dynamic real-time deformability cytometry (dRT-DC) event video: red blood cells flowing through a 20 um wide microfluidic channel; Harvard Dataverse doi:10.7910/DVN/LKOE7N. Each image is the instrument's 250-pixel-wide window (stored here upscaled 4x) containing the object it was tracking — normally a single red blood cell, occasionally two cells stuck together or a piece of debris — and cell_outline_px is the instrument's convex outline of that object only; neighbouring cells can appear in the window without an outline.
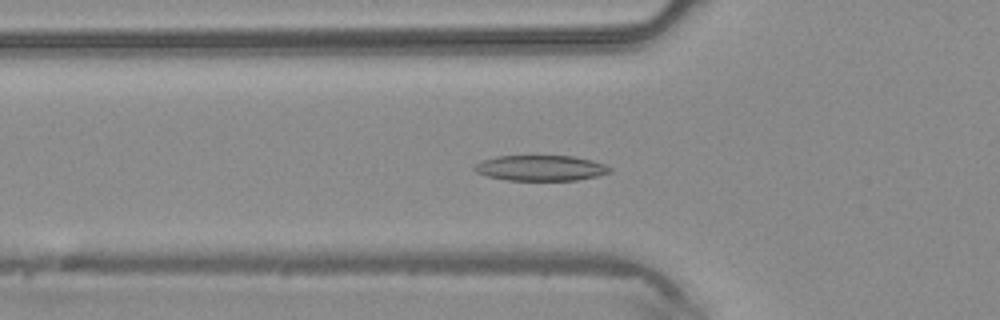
{"species": "common noctule bat (a hibernating species)", "species_latin": "Nyctalus noctula", "temperature_condition": "warm", "stored_images_in_passage": 46, "camera_frame_rate_fps": 3000, "um_per_image_px": 0.085, "animal": {"sex": "male", "body_mass_g": 20.4}, "frame": {"image": 1, "passage_image": 16, "time_ms": 5.0, "image_size_px": [1000, 320], "cell_outline_px": [[612, 172], [600, 176], [576, 180], [504, 180], [488, 176], [476, 172], [472, 168], [480, 160], [496, 156], [572, 156], [592, 160], [604, 164], [612, 168]], "centroid_in_image_um": [45.97, 14.28], "position_along_channel_um": 79.8, "area_um2": 20.29}}
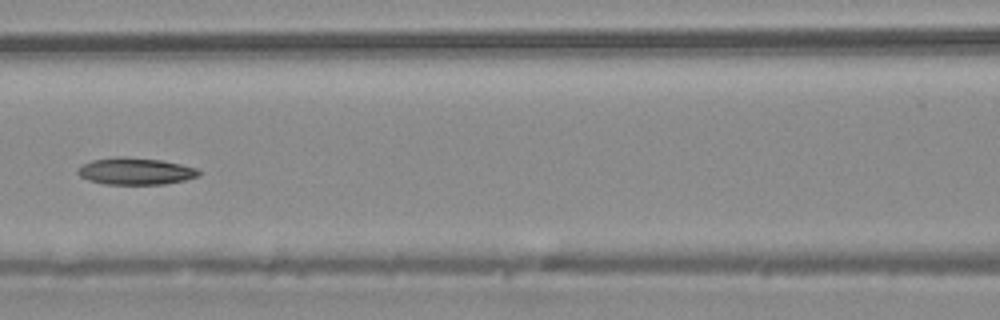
{"frame": {"image": 2, "passage_image": 21, "time_ms": 6.667, "image_size_px": [1000, 320], "cell_outline_px": [[200, 176], [184, 180], [164, 184], [104, 184], [88, 180], [80, 176], [76, 172], [76, 168], [80, 164], [92, 160], [112, 156], [124, 156], [160, 160], [180, 164], [196, 168], [200, 172]], "centroid_in_image_um": [11.45, 14.54], "position_along_channel_um": 155.2, "area_um2": 19.19}}
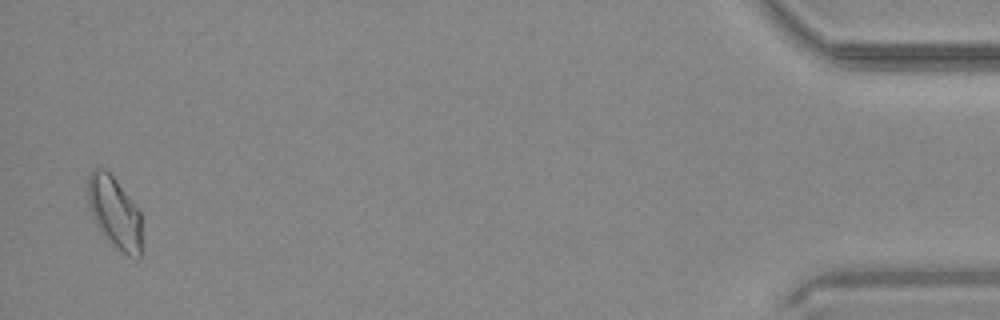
{"frame": {"image": 3, "passage_image": 45, "time_ms": 14.667, "image_size_px": [1000, 320], "cell_outline_px": [[144, 252], [140, 260], [136, 260], [120, 252], [104, 236], [96, 224], [92, 216], [88, 204], [88, 176], [92, 168], [104, 168], [116, 180], [140, 212], [144, 248]], "centroid_in_image_um": [9.8, 18.16], "position_along_channel_um": 425.4, "area_um2": 23.18}}